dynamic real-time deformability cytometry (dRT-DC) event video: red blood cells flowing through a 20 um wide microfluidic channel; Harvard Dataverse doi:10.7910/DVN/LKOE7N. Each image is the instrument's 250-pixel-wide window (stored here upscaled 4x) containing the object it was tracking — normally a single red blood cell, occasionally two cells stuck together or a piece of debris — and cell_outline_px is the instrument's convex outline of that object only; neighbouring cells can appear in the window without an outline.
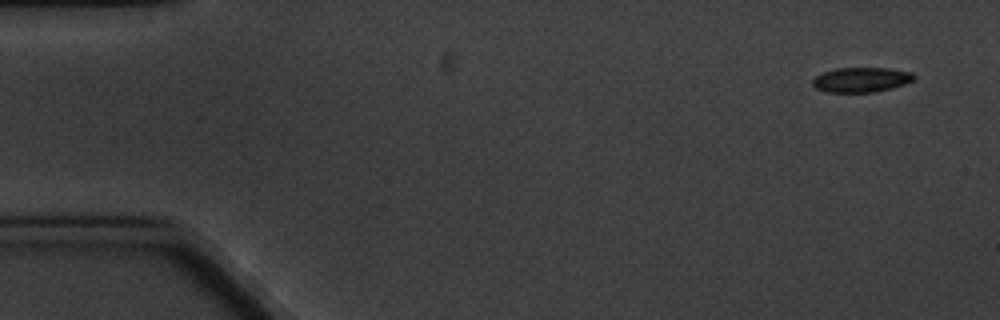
{"species": "common noctule bat (a hibernating species)", "species_latin": "Nyctalus noctula", "temperature_condition": "cold", "stored_images_in_passage": 5, "camera_frame_rate_fps": 3000, "um_per_image_px": 0.085, "animal": {"sex": "male", "body_mass_g": 20.1, "forearm_length_mm": 53.5}, "frame": {"image": 1, "passage_image": 1, "time_ms": 0.0, "image_size_px": [1000, 320], "cell_outline_px": [[916, 80], [892, 88], [876, 92], [828, 92], [816, 88], [812, 84], [812, 80], [816, 76], [824, 72], [836, 68], [888, 68], [912, 72], [916, 76]], "centroid_in_image_um": [73.25, 6.78], "position_along_channel_um": 11.8, "area_um2": 14.74}}
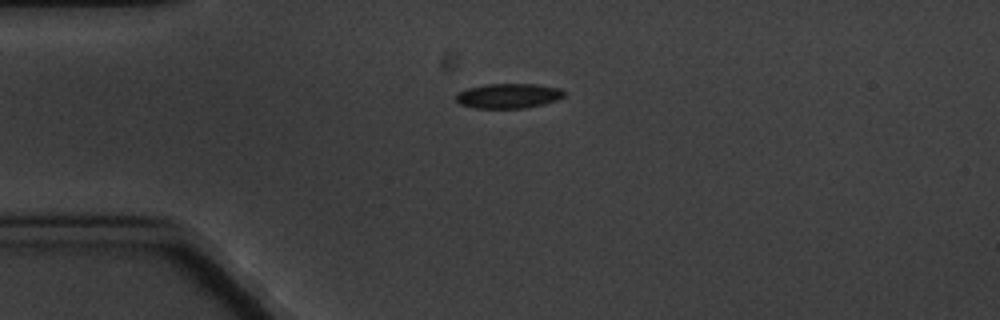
{"frame": {"image": 2, "passage_image": 4, "time_ms": 3.667, "image_size_px": [1000, 320], "cell_outline_px": [[564, 96], [556, 100], [544, 104], [524, 108], [472, 108], [460, 104], [456, 100], [456, 92], [468, 88], [488, 84], [536, 84], [560, 88], [564, 92]], "centroid_in_image_um": [43.19, 8.15], "position_along_channel_um": 41.8, "area_um2": 15.66}}